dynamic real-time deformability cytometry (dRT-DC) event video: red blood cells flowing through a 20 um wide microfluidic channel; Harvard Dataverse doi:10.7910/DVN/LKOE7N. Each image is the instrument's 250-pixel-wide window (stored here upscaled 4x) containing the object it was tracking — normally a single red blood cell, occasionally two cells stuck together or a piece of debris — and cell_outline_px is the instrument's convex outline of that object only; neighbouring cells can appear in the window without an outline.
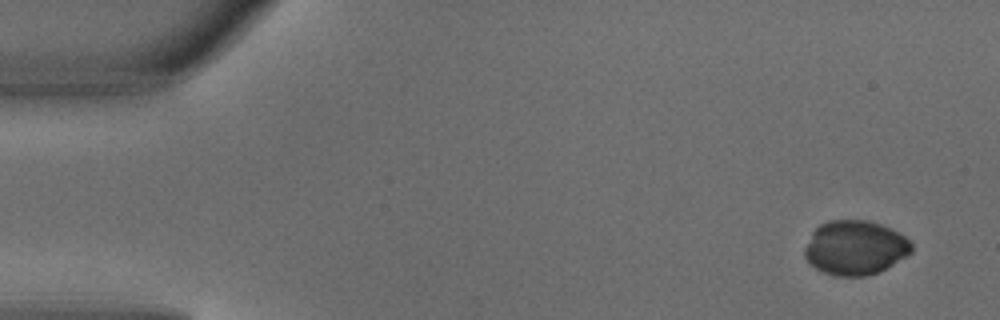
{"species": "common noctule bat (a hibernating species)", "species_latin": "Nyctalus noctula", "temperature_condition": "warm", "stored_images_in_passage": 5, "camera_frame_rate_fps": 3000, "um_per_image_px": 0.085, "animal": {"sex": "male", "body_mass_g": 18.8}, "frame": {"image": 1, "passage_image": 1, "time_ms": 0.0, "image_size_px": [1000, 320], "cell_outline_px": [[912, 252], [880, 272], [864, 276], [836, 276], [824, 272], [816, 268], [804, 256], [804, 248], [812, 232], [820, 224], [828, 220], [864, 220], [880, 224], [904, 236], [912, 244]], "centroid_in_image_um": [72.67, 21.06], "position_along_channel_um": 12.3, "area_um2": 33.64}}